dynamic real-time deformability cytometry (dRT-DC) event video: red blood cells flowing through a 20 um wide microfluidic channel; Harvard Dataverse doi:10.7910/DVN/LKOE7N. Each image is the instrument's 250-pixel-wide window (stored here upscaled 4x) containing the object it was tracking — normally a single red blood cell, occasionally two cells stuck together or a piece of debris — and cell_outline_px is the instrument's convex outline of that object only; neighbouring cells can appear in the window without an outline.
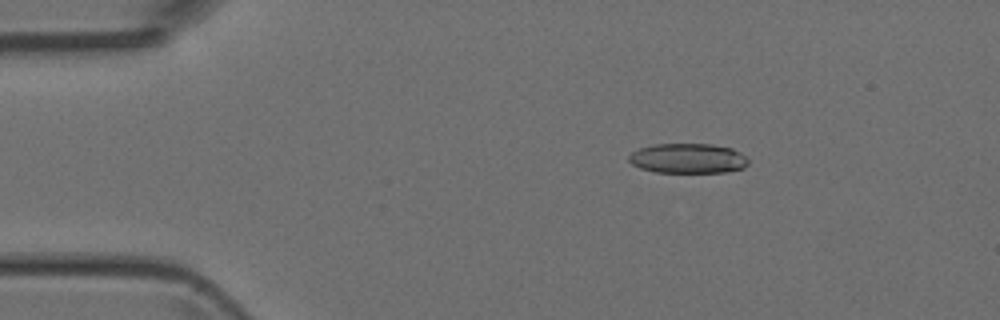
{"species": "Egyptian fruit bat (a non-hibernating species)", "species_latin": "Rousettus aegyptiacus", "temperature_condition": "room temperature", "stored_images_in_passage": 46, "camera_frame_rate_fps": 3000, "um_per_image_px": 0.085, "animal": {"sex": "female"}, "frame": {"image": 1, "passage_image": 5, "time_ms": 1.333, "image_size_px": [1000, 320], "cell_outline_px": [[748, 164], [744, 168], [728, 172], [656, 172], [640, 168], [632, 164], [628, 160], [628, 156], [632, 152], [640, 148], [652, 144], [712, 144], [732, 148], [740, 152], [748, 160]], "centroid_in_image_um": [58.48, 13.46], "position_along_channel_um": 26.5, "area_um2": 20.87}}
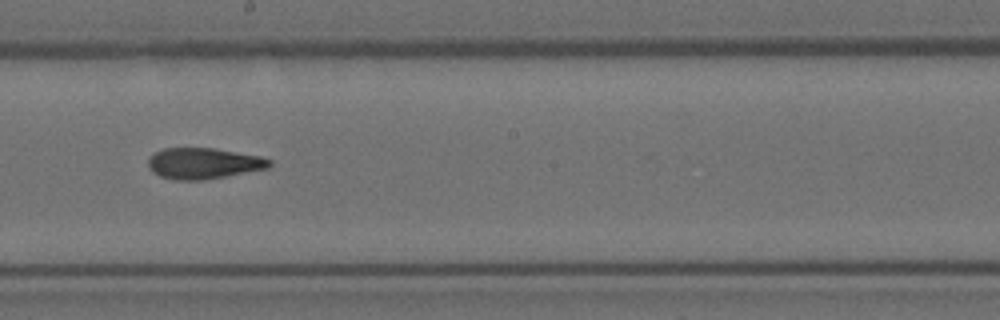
{"frame": {"image": 2, "passage_image": 24, "time_ms": 7.667, "image_size_px": [1000, 320], "cell_outline_px": [[272, 164], [268, 168], [204, 180], [176, 180], [160, 176], [152, 172], [148, 168], [148, 160], [156, 152], [164, 148], [212, 148], [260, 156], [272, 160]], "centroid_in_image_um": [17.29, 13.89], "position_along_channel_um": 230.9, "area_um2": 21.79}}
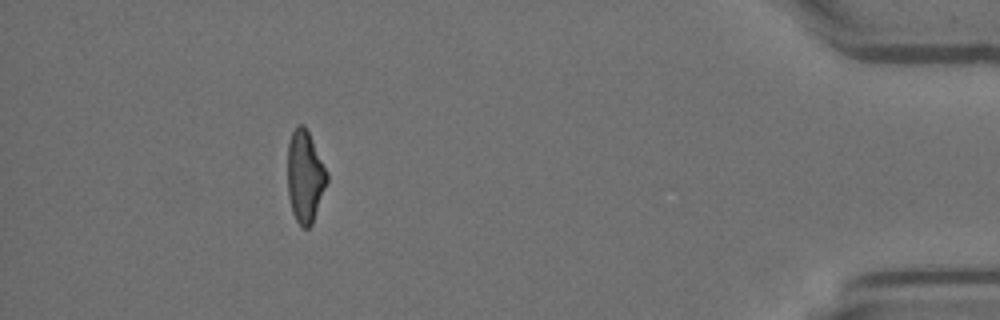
{"frame": {"image": 3, "passage_image": 41, "time_ms": 13.333, "image_size_px": [1000, 320], "cell_outline_px": [[328, 180], [312, 224], [308, 228], [300, 228], [292, 212], [288, 196], [288, 144], [292, 132], [296, 124], [304, 124], [328, 172]], "centroid_in_image_um": [25.92, 15.02], "position_along_channel_um": 409.3, "area_um2": 21.15}}